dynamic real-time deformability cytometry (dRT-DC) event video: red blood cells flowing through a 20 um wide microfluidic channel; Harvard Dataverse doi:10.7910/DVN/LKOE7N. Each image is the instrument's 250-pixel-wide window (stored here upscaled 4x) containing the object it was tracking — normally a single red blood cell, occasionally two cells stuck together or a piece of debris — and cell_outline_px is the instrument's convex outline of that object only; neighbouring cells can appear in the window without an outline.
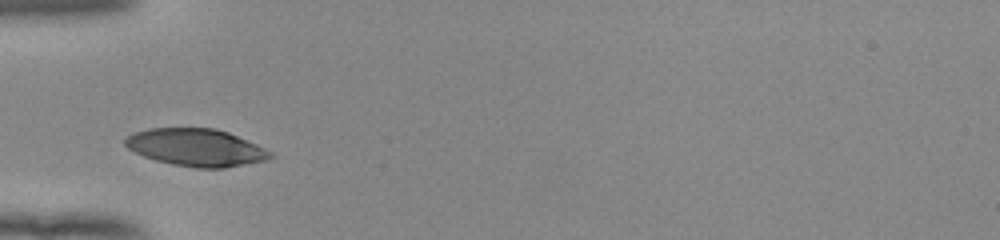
{"species": "human", "species_latin": "Homo sapiens", "temperature_condition": "room temperature", "stored_images_in_passage": 27, "camera_frame_rate_fps": 3000, "um_per_image_px": 0.085, "donor": {"sex": "female"}, "frame": {"image": 1, "passage_image": 1, "time_ms": 0.0, "image_size_px": [1000, 240], "cell_outline_px": [[276, 156], [268, 160], [224, 168], [196, 168], [172, 164], [156, 160], [144, 156], [128, 148], [124, 144], [124, 140], [128, 136], [136, 132], [148, 128], [216, 128], [228, 132], [256, 144], [272, 152]], "centroid_in_image_um": [16.7, 12.54], "position_along_channel_um": 68.3, "area_um2": 31.62}}
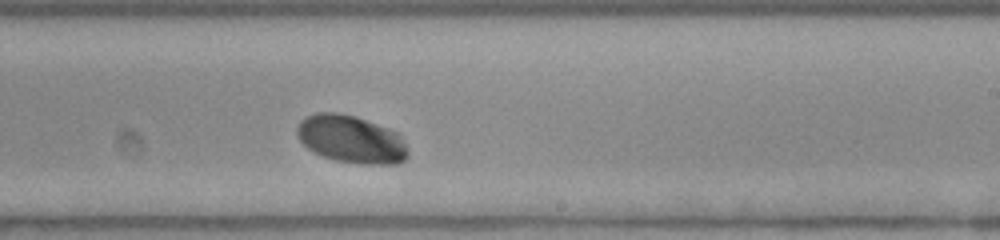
{"frame": {"image": 2, "passage_image": 16, "time_ms": 5.0, "image_size_px": [1000, 240], "cell_outline_px": [[408, 156], [400, 164], [356, 164], [336, 160], [324, 156], [308, 148], [300, 140], [296, 132], [296, 128], [300, 120], [316, 112], [340, 112], [356, 116], [400, 132], [408, 148]], "centroid_in_image_um": [29.9, 11.83], "position_along_channel_um": 259.1, "area_um2": 31.21}}
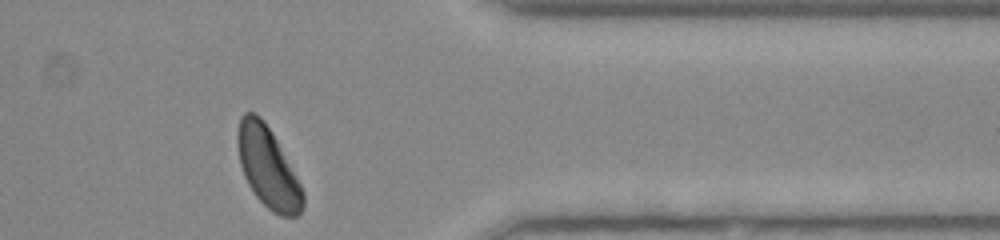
{"frame": {"image": 3, "passage_image": 27, "time_ms": 8.667, "image_size_px": [1000, 240], "cell_outline_px": [[304, 208], [296, 216], [280, 216], [272, 212], [256, 196], [248, 184], [244, 176], [240, 164], [236, 148], [236, 132], [240, 116], [244, 112], [256, 112], [264, 120], [272, 132], [300, 184], [304, 192]], "centroid_in_image_um": [22.73, 14.2], "position_along_channel_um": 388.7, "area_um2": 30.81}, "authors_computed_cell_mechanics": {"area_um2": 30.7496, "velocity_mm_per_s": 3.8562, "shape_relaxation_time_tau1_ms": 2.0052, "shape_relaxation_time_tau2_ms": null, "deformation_change_tau1": 0.1322, "deformation_change_tau2": null}}